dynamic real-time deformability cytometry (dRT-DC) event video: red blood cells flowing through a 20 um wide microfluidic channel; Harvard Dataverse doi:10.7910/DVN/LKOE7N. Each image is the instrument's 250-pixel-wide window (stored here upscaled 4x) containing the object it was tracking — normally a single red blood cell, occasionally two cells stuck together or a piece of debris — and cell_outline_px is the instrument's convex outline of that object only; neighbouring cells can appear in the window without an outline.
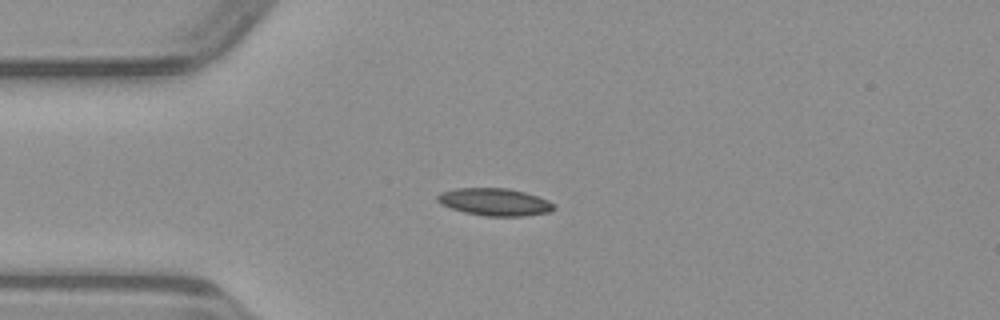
{"species": "common noctule bat (a hibernating species)", "species_latin": "Nyctalus noctula", "temperature_condition": "warm", "stored_images_in_passage": 38, "camera_frame_rate_fps": 3000, "um_per_image_px": 0.085, "animal": {"sex": "male", "body_mass_g": 23.1, "forearm_length_mm": 52.7}, "frame": {"image": 1, "passage_image": 1, "time_ms": 0.0, "image_size_px": [1000, 320], "cell_outline_px": [[556, 208], [548, 212], [524, 216], [484, 216], [464, 212], [440, 204], [436, 200], [436, 196], [440, 192], [456, 188], [508, 188], [524, 192], [548, 200], [556, 204]], "centroid_in_image_um": [42.04, 17.16], "position_along_channel_um": 43.0, "area_um2": 18.67}}
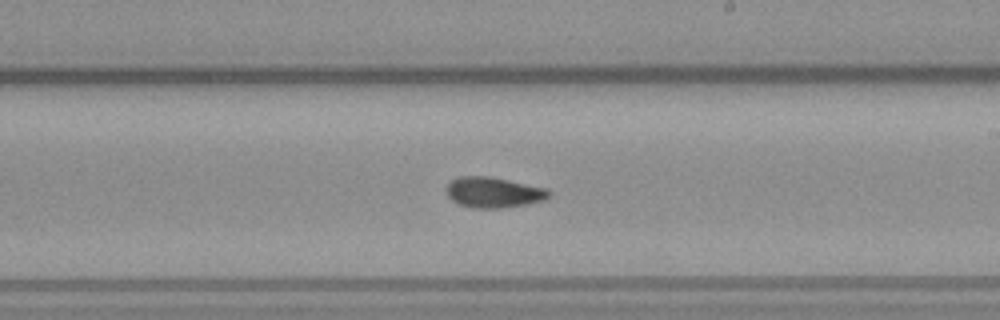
{"frame": {"image": 2, "passage_image": 17, "time_ms": 5.333, "image_size_px": [1000, 320], "cell_outline_px": [[552, 196], [544, 200], [524, 204], [500, 208], [476, 208], [460, 204], [452, 200], [448, 196], [448, 184], [452, 180], [460, 176], [488, 176], [548, 188], [552, 192]], "centroid_in_image_um": [42.01, 16.34], "position_along_channel_um": 247.0, "area_um2": 18.09}}
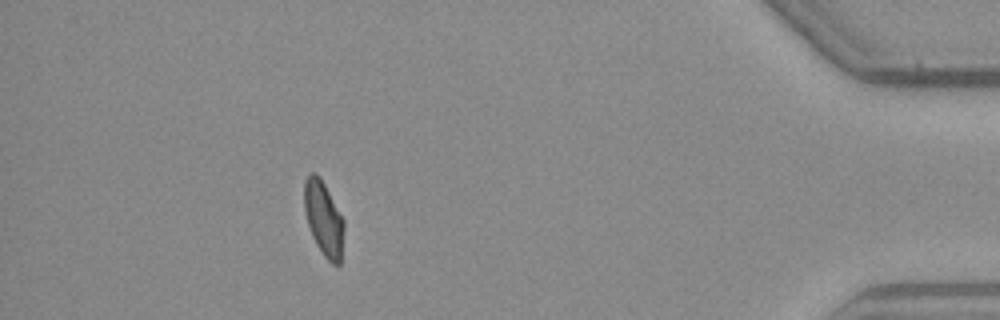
{"frame": {"image": 3, "passage_image": 33, "time_ms": 10.667, "image_size_px": [1000, 320], "cell_outline_px": [[344, 228], [340, 264], [332, 264], [324, 256], [316, 244], [312, 236], [308, 224], [304, 208], [304, 180], [312, 172], [316, 172], [320, 176], [344, 220]], "centroid_in_image_um": [27.5, 18.56], "position_along_channel_um": 407.7, "area_um2": 17.17}}